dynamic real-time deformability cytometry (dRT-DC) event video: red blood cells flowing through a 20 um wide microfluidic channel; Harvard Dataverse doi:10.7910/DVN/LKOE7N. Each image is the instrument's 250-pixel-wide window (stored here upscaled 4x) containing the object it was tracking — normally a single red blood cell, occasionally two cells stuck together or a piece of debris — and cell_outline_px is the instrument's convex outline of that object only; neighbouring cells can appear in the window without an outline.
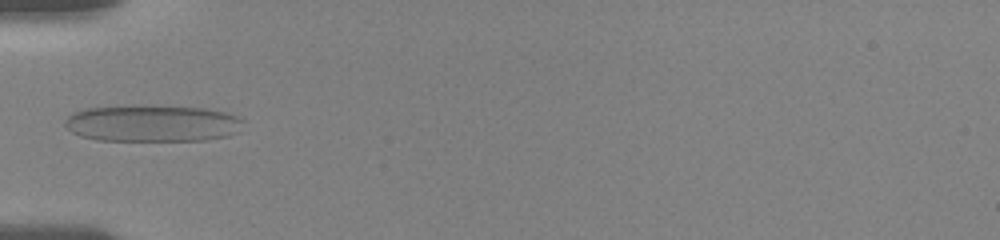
{"species": "human", "species_latin": "Homo sapiens", "temperature_condition": "room temperature", "stored_images_in_passage": 13, "camera_frame_rate_fps": 3000, "um_per_image_px": 0.085, "donor": {"sex": "female"}, "frame": {"image": 1, "passage_image": 12, "time_ms": 6.0, "image_size_px": [1000, 240], "cell_outline_px": [[244, 120], [240, 132], [228, 136], [204, 140], [96, 140], [80, 136], [72, 132], [64, 124], [64, 120], [72, 112], [84, 108], [204, 108], [224, 112], [236, 116]], "centroid_in_image_um": [12.97, 10.53], "position_along_channel_um": 72.0, "area_um2": 37.05}}